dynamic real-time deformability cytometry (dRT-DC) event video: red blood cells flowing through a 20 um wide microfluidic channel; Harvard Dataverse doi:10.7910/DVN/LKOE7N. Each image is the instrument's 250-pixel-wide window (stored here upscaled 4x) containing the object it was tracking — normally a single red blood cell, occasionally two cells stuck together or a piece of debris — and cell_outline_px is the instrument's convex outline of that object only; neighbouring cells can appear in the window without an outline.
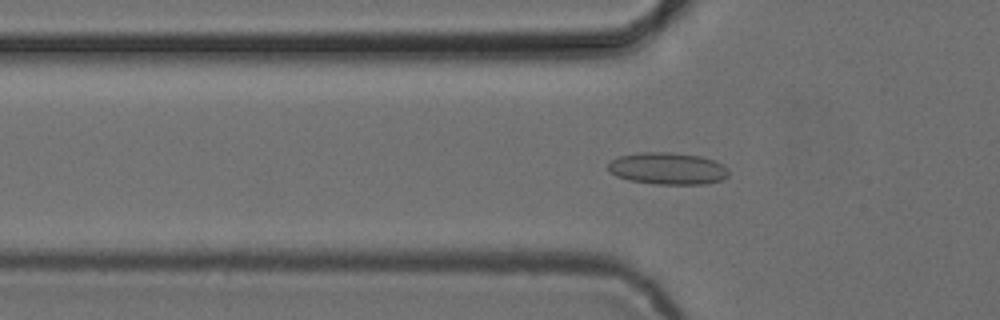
{"species": "common noctule bat (a hibernating species)", "species_latin": "Nyctalus noctula", "temperature_condition": "cold", "stored_images_in_passage": 52, "camera_frame_rate_fps": 3000, "um_per_image_px": 0.085, "animal": {"sex": "female", "body_mass_g": 24.6, "forearm_length_mm": 56.2}, "frame": {"image": 1, "passage_image": 16, "time_ms": 5.0, "image_size_px": [1000, 320], "cell_outline_px": [[728, 176], [720, 180], [704, 184], [656, 184], [628, 180], [616, 176], [608, 172], [608, 164], [612, 160], [620, 156], [640, 152], [672, 152], [700, 156], [724, 164], [728, 168]], "centroid_in_image_um": [56.74, 14.32], "position_along_channel_um": 69.1, "area_um2": 22.54}}
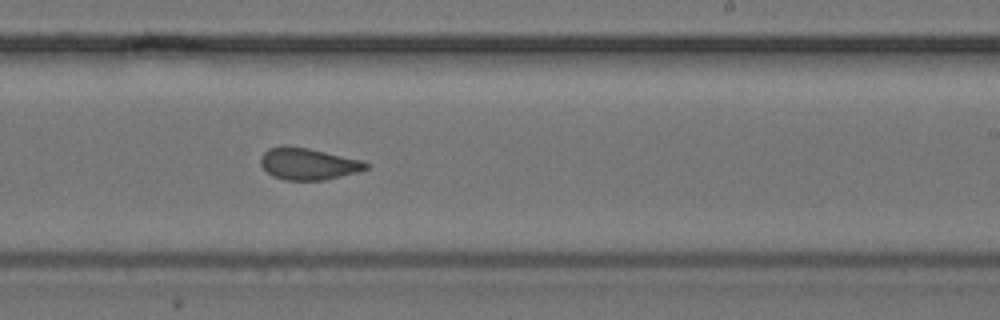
{"frame": {"image": 2, "passage_image": 31, "time_ms": 10.0, "image_size_px": [1000, 320], "cell_outline_px": [[368, 168], [356, 172], [324, 180], [284, 180], [272, 176], [260, 164], [260, 156], [268, 148], [284, 144], [308, 148], [360, 160], [368, 164]], "centroid_in_image_um": [26.12, 13.91], "position_along_channel_um": 262.9, "area_um2": 19.42}}
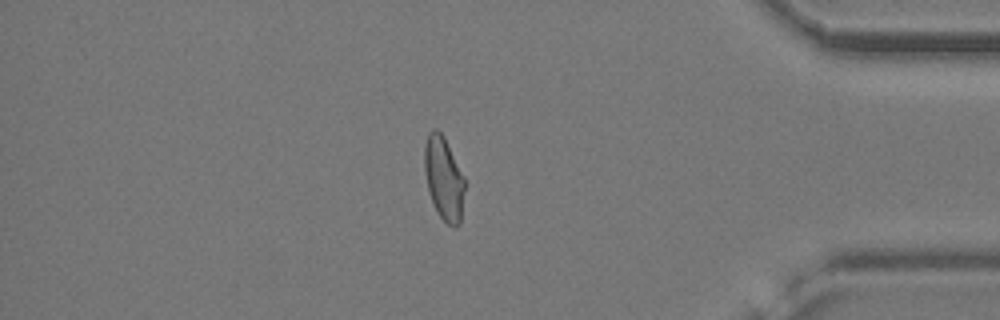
{"frame": {"image": 3, "passage_image": 44, "time_ms": 14.333, "image_size_px": [1000, 320], "cell_outline_px": [[464, 188], [460, 224], [456, 228], [448, 224], [436, 212], [428, 192], [424, 168], [424, 148], [428, 132], [432, 128], [436, 128], [444, 136], [464, 176]], "centroid_in_image_um": [37.7, 15.15], "position_along_channel_um": 397.5, "area_um2": 19.65}, "authors_computed_cell_mechanics": {"area_um2": 20.2589, "velocity_mm_per_s": 3.8654, "shape_relaxation_time_tau1_ms": null, "shape_relaxation_time_tau2_ms": 1.0633, "deformation_change_tau1": null, "deformation_change_tau2": 0.0654}}